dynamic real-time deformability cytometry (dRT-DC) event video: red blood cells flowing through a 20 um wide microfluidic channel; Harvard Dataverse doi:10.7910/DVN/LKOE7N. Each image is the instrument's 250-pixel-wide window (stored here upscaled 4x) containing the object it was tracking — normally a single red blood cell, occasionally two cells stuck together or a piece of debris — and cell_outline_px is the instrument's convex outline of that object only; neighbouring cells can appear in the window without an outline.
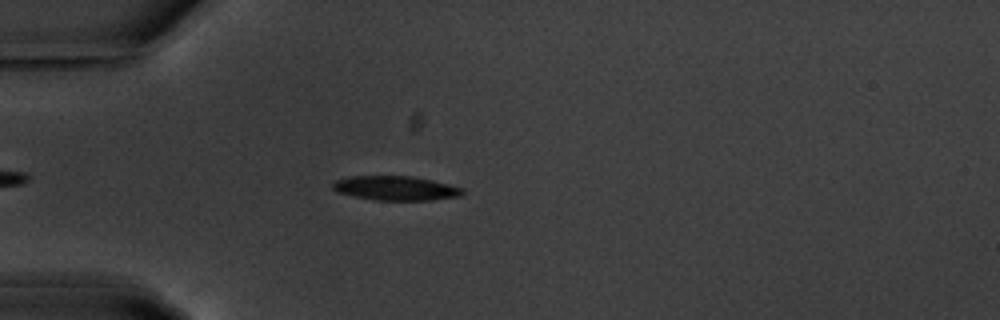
{"species": "common noctule bat (a hibernating species)", "species_latin": "Nyctalus noctula", "temperature_condition": "warm", "stored_images_in_passage": 46, "camera_frame_rate_fps": 3000, "um_per_image_px": 0.085, "animal": {"sex": "male", "body_mass_g": 20.1, "forearm_length_mm": 53.5}, "frame": {"image": 1, "passage_image": 9, "time_ms": 2.667, "image_size_px": [1000, 320], "cell_outline_px": [[464, 192], [460, 196], [432, 200], [372, 200], [352, 196], [336, 192], [332, 188], [332, 184], [336, 180], [352, 176], [412, 176], [432, 180], [464, 188]], "centroid_in_image_um": [33.62, 16.0], "position_along_channel_um": 51.4, "area_um2": 18.5}}
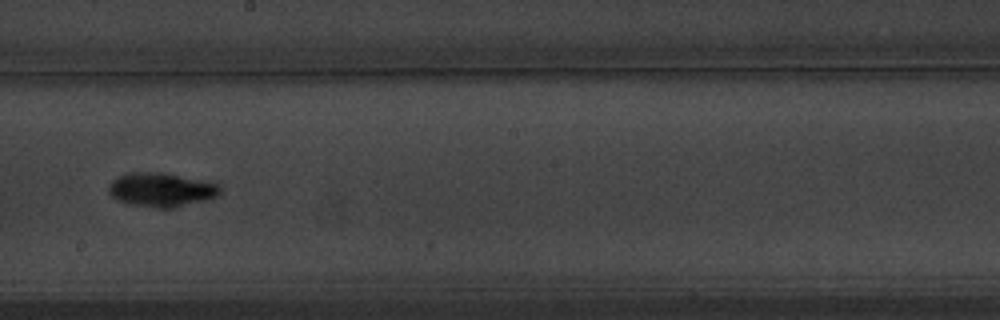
{"frame": {"image": 2, "passage_image": 25, "time_ms": 8.0, "image_size_px": [1000, 320], "cell_outline_px": [[220, 196], [208, 200], [172, 208], [160, 208], [128, 204], [116, 200], [108, 192], [108, 184], [116, 176], [132, 172], [160, 172], [220, 184]], "centroid_in_image_um": [13.69, 16.13], "position_along_channel_um": 234.5, "area_um2": 22.25}}
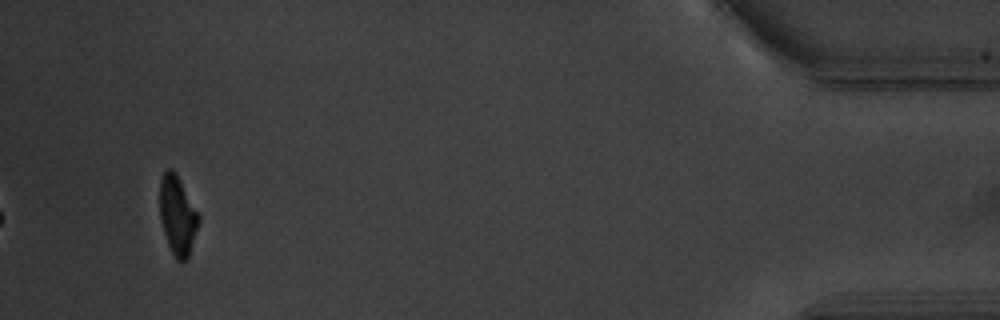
{"frame": {"image": 3, "passage_image": 46, "time_ms": 15.0, "image_size_px": [1000, 320], "cell_outline_px": [[200, 220], [188, 260], [176, 260], [168, 244], [160, 220], [160, 180], [164, 172], [168, 168], [172, 168], [176, 172], [200, 216]], "centroid_in_image_um": [15.1, 18.3], "position_along_channel_um": 420.1, "area_um2": 17.92}, "authors_computed_cell_mechanics": {"area_um2": 19.0162, "velocity_mm_per_s": 3.6554, "shape_relaxation_time_tau1_ms": 2.5778, "shape_relaxation_time_tau2_ms": null, "deformation_change_tau1": 0.1495, "deformation_change_tau2": null}}